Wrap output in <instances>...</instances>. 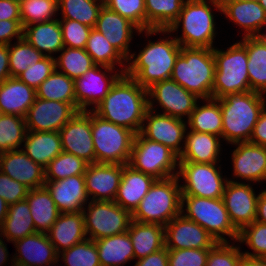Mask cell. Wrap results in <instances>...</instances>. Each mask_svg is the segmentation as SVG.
I'll return each mask as SVG.
<instances>
[{"mask_svg": "<svg viewBox=\"0 0 266 266\" xmlns=\"http://www.w3.org/2000/svg\"><path fill=\"white\" fill-rule=\"evenodd\" d=\"M149 109L148 91L123 74L92 110L101 118L140 133Z\"/></svg>", "mask_w": 266, "mask_h": 266, "instance_id": "obj_1", "label": "cell"}, {"mask_svg": "<svg viewBox=\"0 0 266 266\" xmlns=\"http://www.w3.org/2000/svg\"><path fill=\"white\" fill-rule=\"evenodd\" d=\"M208 1L185 0L178 18L168 29H150L143 32L147 36L158 33L168 34L178 31L177 29L182 23V35L181 37H175L181 46L213 49L216 24L211 6L213 5L215 9L221 11V2L220 0Z\"/></svg>", "mask_w": 266, "mask_h": 266, "instance_id": "obj_2", "label": "cell"}, {"mask_svg": "<svg viewBox=\"0 0 266 266\" xmlns=\"http://www.w3.org/2000/svg\"><path fill=\"white\" fill-rule=\"evenodd\" d=\"M181 45L174 38L160 39L145 46L137 56L131 54L125 74L133 78L143 88L148 89L154 83L171 79L175 60L181 51Z\"/></svg>", "mask_w": 266, "mask_h": 266, "instance_id": "obj_3", "label": "cell"}, {"mask_svg": "<svg viewBox=\"0 0 266 266\" xmlns=\"http://www.w3.org/2000/svg\"><path fill=\"white\" fill-rule=\"evenodd\" d=\"M222 113V138L229 144L249 142L266 106L263 94L250 91L218 99Z\"/></svg>", "mask_w": 266, "mask_h": 266, "instance_id": "obj_4", "label": "cell"}, {"mask_svg": "<svg viewBox=\"0 0 266 266\" xmlns=\"http://www.w3.org/2000/svg\"><path fill=\"white\" fill-rule=\"evenodd\" d=\"M215 76L213 49L181 47L171 79L201 100L212 98Z\"/></svg>", "mask_w": 266, "mask_h": 266, "instance_id": "obj_5", "label": "cell"}, {"mask_svg": "<svg viewBox=\"0 0 266 266\" xmlns=\"http://www.w3.org/2000/svg\"><path fill=\"white\" fill-rule=\"evenodd\" d=\"M179 177L156 179L148 193L132 213V220L165 226L182 212Z\"/></svg>", "mask_w": 266, "mask_h": 266, "instance_id": "obj_6", "label": "cell"}, {"mask_svg": "<svg viewBox=\"0 0 266 266\" xmlns=\"http://www.w3.org/2000/svg\"><path fill=\"white\" fill-rule=\"evenodd\" d=\"M213 55L215 76L212 98L220 99L228 94L251 91L246 46L241 41L236 42L226 51L214 47Z\"/></svg>", "mask_w": 266, "mask_h": 266, "instance_id": "obj_7", "label": "cell"}, {"mask_svg": "<svg viewBox=\"0 0 266 266\" xmlns=\"http://www.w3.org/2000/svg\"><path fill=\"white\" fill-rule=\"evenodd\" d=\"M91 132L96 163L128 164L135 133L109 122L91 110Z\"/></svg>", "mask_w": 266, "mask_h": 266, "instance_id": "obj_8", "label": "cell"}, {"mask_svg": "<svg viewBox=\"0 0 266 266\" xmlns=\"http://www.w3.org/2000/svg\"><path fill=\"white\" fill-rule=\"evenodd\" d=\"M185 203L186 214L183 210ZM181 214L203 227L217 242H229L223 235L231 237V240H238L239 231L230 221L223 198L182 195Z\"/></svg>", "mask_w": 266, "mask_h": 266, "instance_id": "obj_9", "label": "cell"}, {"mask_svg": "<svg viewBox=\"0 0 266 266\" xmlns=\"http://www.w3.org/2000/svg\"><path fill=\"white\" fill-rule=\"evenodd\" d=\"M128 164L155 179H165L178 175L175 169L179 166V156L167 146L137 133L134 136Z\"/></svg>", "mask_w": 266, "mask_h": 266, "instance_id": "obj_10", "label": "cell"}, {"mask_svg": "<svg viewBox=\"0 0 266 266\" xmlns=\"http://www.w3.org/2000/svg\"><path fill=\"white\" fill-rule=\"evenodd\" d=\"M87 208V210L84 208L82 213L86 235L89 234V239L95 241L128 231L132 213L114 201L91 200Z\"/></svg>", "mask_w": 266, "mask_h": 266, "instance_id": "obj_11", "label": "cell"}, {"mask_svg": "<svg viewBox=\"0 0 266 266\" xmlns=\"http://www.w3.org/2000/svg\"><path fill=\"white\" fill-rule=\"evenodd\" d=\"M217 163L179 162L178 177H183L182 195L201 198H223L227 178L217 170Z\"/></svg>", "mask_w": 266, "mask_h": 266, "instance_id": "obj_12", "label": "cell"}, {"mask_svg": "<svg viewBox=\"0 0 266 266\" xmlns=\"http://www.w3.org/2000/svg\"><path fill=\"white\" fill-rule=\"evenodd\" d=\"M148 91L149 109L155 112L154 102L163 109L162 114H166L183 120L184 116L190 117L194 110L198 98L195 94L187 91L180 84L172 79L154 83ZM155 99V100H154Z\"/></svg>", "mask_w": 266, "mask_h": 266, "instance_id": "obj_13", "label": "cell"}, {"mask_svg": "<svg viewBox=\"0 0 266 266\" xmlns=\"http://www.w3.org/2000/svg\"><path fill=\"white\" fill-rule=\"evenodd\" d=\"M105 69L103 72L101 69ZM102 71V72H101ZM107 66L95 65L85 72L80 78L74 80L75 98L78 111H88L87 106L95 105L92 110L105 98L116 81L125 74ZM109 76V77H108Z\"/></svg>", "mask_w": 266, "mask_h": 266, "instance_id": "obj_14", "label": "cell"}, {"mask_svg": "<svg viewBox=\"0 0 266 266\" xmlns=\"http://www.w3.org/2000/svg\"><path fill=\"white\" fill-rule=\"evenodd\" d=\"M64 152L82 158L87 163H96L91 132V109L78 111L60 130Z\"/></svg>", "mask_w": 266, "mask_h": 266, "instance_id": "obj_15", "label": "cell"}, {"mask_svg": "<svg viewBox=\"0 0 266 266\" xmlns=\"http://www.w3.org/2000/svg\"><path fill=\"white\" fill-rule=\"evenodd\" d=\"M77 112L70 103L36 97L26 114V127L34 132H59Z\"/></svg>", "mask_w": 266, "mask_h": 266, "instance_id": "obj_16", "label": "cell"}, {"mask_svg": "<svg viewBox=\"0 0 266 266\" xmlns=\"http://www.w3.org/2000/svg\"><path fill=\"white\" fill-rule=\"evenodd\" d=\"M250 185L228 179L224 188L223 201L230 221L238 231L255 221L259 194L256 195Z\"/></svg>", "mask_w": 266, "mask_h": 266, "instance_id": "obj_17", "label": "cell"}, {"mask_svg": "<svg viewBox=\"0 0 266 266\" xmlns=\"http://www.w3.org/2000/svg\"><path fill=\"white\" fill-rule=\"evenodd\" d=\"M167 249H211L217 241L199 224L180 214L164 226Z\"/></svg>", "mask_w": 266, "mask_h": 266, "instance_id": "obj_18", "label": "cell"}, {"mask_svg": "<svg viewBox=\"0 0 266 266\" xmlns=\"http://www.w3.org/2000/svg\"><path fill=\"white\" fill-rule=\"evenodd\" d=\"M143 122L147 123L142 125L140 133L146 139L159 142L180 156L183 151L180 144L187 131L186 121L166 114H155L148 109Z\"/></svg>", "mask_w": 266, "mask_h": 266, "instance_id": "obj_19", "label": "cell"}, {"mask_svg": "<svg viewBox=\"0 0 266 266\" xmlns=\"http://www.w3.org/2000/svg\"><path fill=\"white\" fill-rule=\"evenodd\" d=\"M121 177V164H89L84 173L88 197L93 195L92 201H114Z\"/></svg>", "mask_w": 266, "mask_h": 266, "instance_id": "obj_20", "label": "cell"}, {"mask_svg": "<svg viewBox=\"0 0 266 266\" xmlns=\"http://www.w3.org/2000/svg\"><path fill=\"white\" fill-rule=\"evenodd\" d=\"M0 171L29 189L45 185V168L29 158L22 149L0 153Z\"/></svg>", "mask_w": 266, "mask_h": 266, "instance_id": "obj_21", "label": "cell"}, {"mask_svg": "<svg viewBox=\"0 0 266 266\" xmlns=\"http://www.w3.org/2000/svg\"><path fill=\"white\" fill-rule=\"evenodd\" d=\"M94 28L101 32L127 60L131 56L129 46L133 31L139 34L143 32L128 19L108 9L105 5L100 9Z\"/></svg>", "mask_w": 266, "mask_h": 266, "instance_id": "obj_22", "label": "cell"}, {"mask_svg": "<svg viewBox=\"0 0 266 266\" xmlns=\"http://www.w3.org/2000/svg\"><path fill=\"white\" fill-rule=\"evenodd\" d=\"M232 153L234 176L250 182L266 181V146L235 143Z\"/></svg>", "mask_w": 266, "mask_h": 266, "instance_id": "obj_23", "label": "cell"}, {"mask_svg": "<svg viewBox=\"0 0 266 266\" xmlns=\"http://www.w3.org/2000/svg\"><path fill=\"white\" fill-rule=\"evenodd\" d=\"M44 186L50 192L61 213L81 212L89 200L84 175H74L57 181H45Z\"/></svg>", "mask_w": 266, "mask_h": 266, "instance_id": "obj_24", "label": "cell"}, {"mask_svg": "<svg viewBox=\"0 0 266 266\" xmlns=\"http://www.w3.org/2000/svg\"><path fill=\"white\" fill-rule=\"evenodd\" d=\"M16 251L11 262L26 266H46L60 260L46 233L36 232L14 242ZM19 254V255H18Z\"/></svg>", "mask_w": 266, "mask_h": 266, "instance_id": "obj_25", "label": "cell"}, {"mask_svg": "<svg viewBox=\"0 0 266 266\" xmlns=\"http://www.w3.org/2000/svg\"><path fill=\"white\" fill-rule=\"evenodd\" d=\"M220 2L221 12L245 30L243 37L257 36L266 25V11L258 0H220Z\"/></svg>", "mask_w": 266, "mask_h": 266, "instance_id": "obj_26", "label": "cell"}, {"mask_svg": "<svg viewBox=\"0 0 266 266\" xmlns=\"http://www.w3.org/2000/svg\"><path fill=\"white\" fill-rule=\"evenodd\" d=\"M155 180L153 176L144 174L129 164L122 165V177L114 202L133 213Z\"/></svg>", "mask_w": 266, "mask_h": 266, "instance_id": "obj_27", "label": "cell"}, {"mask_svg": "<svg viewBox=\"0 0 266 266\" xmlns=\"http://www.w3.org/2000/svg\"><path fill=\"white\" fill-rule=\"evenodd\" d=\"M46 234L57 253H60L61 250L70 249L73 245L84 241L88 236L85 231L82 211L60 213L58 219Z\"/></svg>", "mask_w": 266, "mask_h": 266, "instance_id": "obj_28", "label": "cell"}, {"mask_svg": "<svg viewBox=\"0 0 266 266\" xmlns=\"http://www.w3.org/2000/svg\"><path fill=\"white\" fill-rule=\"evenodd\" d=\"M36 99V90L18 77H9L0 84V111L4 115L26 117Z\"/></svg>", "mask_w": 266, "mask_h": 266, "instance_id": "obj_29", "label": "cell"}, {"mask_svg": "<svg viewBox=\"0 0 266 266\" xmlns=\"http://www.w3.org/2000/svg\"><path fill=\"white\" fill-rule=\"evenodd\" d=\"M219 138L208 133L188 131L179 162L217 163L221 149Z\"/></svg>", "mask_w": 266, "mask_h": 266, "instance_id": "obj_30", "label": "cell"}, {"mask_svg": "<svg viewBox=\"0 0 266 266\" xmlns=\"http://www.w3.org/2000/svg\"><path fill=\"white\" fill-rule=\"evenodd\" d=\"M23 38L48 57H53V53H58L64 48L60 21L57 18L23 27Z\"/></svg>", "mask_w": 266, "mask_h": 266, "instance_id": "obj_31", "label": "cell"}, {"mask_svg": "<svg viewBox=\"0 0 266 266\" xmlns=\"http://www.w3.org/2000/svg\"><path fill=\"white\" fill-rule=\"evenodd\" d=\"M24 142L25 148L22 150L25 154L44 168L63 152L60 133L57 131L34 132L27 130Z\"/></svg>", "mask_w": 266, "mask_h": 266, "instance_id": "obj_32", "label": "cell"}, {"mask_svg": "<svg viewBox=\"0 0 266 266\" xmlns=\"http://www.w3.org/2000/svg\"><path fill=\"white\" fill-rule=\"evenodd\" d=\"M134 259H141L165 247L164 226L132 220L128 229Z\"/></svg>", "mask_w": 266, "mask_h": 266, "instance_id": "obj_33", "label": "cell"}, {"mask_svg": "<svg viewBox=\"0 0 266 266\" xmlns=\"http://www.w3.org/2000/svg\"><path fill=\"white\" fill-rule=\"evenodd\" d=\"M26 200L30 207L36 232L47 233L61 213L50 192L45 186L30 189Z\"/></svg>", "mask_w": 266, "mask_h": 266, "instance_id": "obj_34", "label": "cell"}, {"mask_svg": "<svg viewBox=\"0 0 266 266\" xmlns=\"http://www.w3.org/2000/svg\"><path fill=\"white\" fill-rule=\"evenodd\" d=\"M36 233L27 200L9 205L7 216L0 228V235L8 241H15Z\"/></svg>", "mask_w": 266, "mask_h": 266, "instance_id": "obj_35", "label": "cell"}, {"mask_svg": "<svg viewBox=\"0 0 266 266\" xmlns=\"http://www.w3.org/2000/svg\"><path fill=\"white\" fill-rule=\"evenodd\" d=\"M101 266H123L134 259V250L128 231L95 240Z\"/></svg>", "mask_w": 266, "mask_h": 266, "instance_id": "obj_36", "label": "cell"}, {"mask_svg": "<svg viewBox=\"0 0 266 266\" xmlns=\"http://www.w3.org/2000/svg\"><path fill=\"white\" fill-rule=\"evenodd\" d=\"M247 51V71L251 91L266 93V46L257 37H243L240 40Z\"/></svg>", "mask_w": 266, "mask_h": 266, "instance_id": "obj_37", "label": "cell"}, {"mask_svg": "<svg viewBox=\"0 0 266 266\" xmlns=\"http://www.w3.org/2000/svg\"><path fill=\"white\" fill-rule=\"evenodd\" d=\"M207 104H196L187 125L190 130L219 136L222 138V113L218 99H204Z\"/></svg>", "mask_w": 266, "mask_h": 266, "instance_id": "obj_38", "label": "cell"}, {"mask_svg": "<svg viewBox=\"0 0 266 266\" xmlns=\"http://www.w3.org/2000/svg\"><path fill=\"white\" fill-rule=\"evenodd\" d=\"M85 51L91 56L96 65L116 68L115 65L119 63L122 67L121 71L126 72L127 59L105 38V36L92 28ZM123 61V62H122Z\"/></svg>", "mask_w": 266, "mask_h": 266, "instance_id": "obj_39", "label": "cell"}, {"mask_svg": "<svg viewBox=\"0 0 266 266\" xmlns=\"http://www.w3.org/2000/svg\"><path fill=\"white\" fill-rule=\"evenodd\" d=\"M36 97L70 103L77 109L74 80L56 69L36 89Z\"/></svg>", "mask_w": 266, "mask_h": 266, "instance_id": "obj_40", "label": "cell"}, {"mask_svg": "<svg viewBox=\"0 0 266 266\" xmlns=\"http://www.w3.org/2000/svg\"><path fill=\"white\" fill-rule=\"evenodd\" d=\"M146 31L168 29L178 18L185 0H144Z\"/></svg>", "mask_w": 266, "mask_h": 266, "instance_id": "obj_41", "label": "cell"}, {"mask_svg": "<svg viewBox=\"0 0 266 266\" xmlns=\"http://www.w3.org/2000/svg\"><path fill=\"white\" fill-rule=\"evenodd\" d=\"M103 5L104 0H57L58 11H62L61 19L76 20L91 28L95 27Z\"/></svg>", "mask_w": 266, "mask_h": 266, "instance_id": "obj_42", "label": "cell"}, {"mask_svg": "<svg viewBox=\"0 0 266 266\" xmlns=\"http://www.w3.org/2000/svg\"><path fill=\"white\" fill-rule=\"evenodd\" d=\"M61 51V55L55 58L56 70L59 69V72L64 73L70 79L80 78L96 65L85 49L64 47Z\"/></svg>", "mask_w": 266, "mask_h": 266, "instance_id": "obj_43", "label": "cell"}, {"mask_svg": "<svg viewBox=\"0 0 266 266\" xmlns=\"http://www.w3.org/2000/svg\"><path fill=\"white\" fill-rule=\"evenodd\" d=\"M89 163L73 154L62 152L45 167V181H57L74 175H84Z\"/></svg>", "mask_w": 266, "mask_h": 266, "instance_id": "obj_44", "label": "cell"}, {"mask_svg": "<svg viewBox=\"0 0 266 266\" xmlns=\"http://www.w3.org/2000/svg\"><path fill=\"white\" fill-rule=\"evenodd\" d=\"M27 133L25 118L19 115H2L0 119V153L17 150Z\"/></svg>", "mask_w": 266, "mask_h": 266, "instance_id": "obj_45", "label": "cell"}, {"mask_svg": "<svg viewBox=\"0 0 266 266\" xmlns=\"http://www.w3.org/2000/svg\"><path fill=\"white\" fill-rule=\"evenodd\" d=\"M44 55L29 44L24 38L17 40L14 45L9 44L10 76L18 77L29 66L37 63Z\"/></svg>", "mask_w": 266, "mask_h": 266, "instance_id": "obj_46", "label": "cell"}, {"mask_svg": "<svg viewBox=\"0 0 266 266\" xmlns=\"http://www.w3.org/2000/svg\"><path fill=\"white\" fill-rule=\"evenodd\" d=\"M57 11V0H22L20 3L22 26L53 21Z\"/></svg>", "mask_w": 266, "mask_h": 266, "instance_id": "obj_47", "label": "cell"}, {"mask_svg": "<svg viewBox=\"0 0 266 266\" xmlns=\"http://www.w3.org/2000/svg\"><path fill=\"white\" fill-rule=\"evenodd\" d=\"M60 257L66 266H101L95 241L89 238L61 251L58 253Z\"/></svg>", "mask_w": 266, "mask_h": 266, "instance_id": "obj_48", "label": "cell"}, {"mask_svg": "<svg viewBox=\"0 0 266 266\" xmlns=\"http://www.w3.org/2000/svg\"><path fill=\"white\" fill-rule=\"evenodd\" d=\"M237 242L245 243L254 252H243V255L254 258H266V224L252 222L239 231Z\"/></svg>", "mask_w": 266, "mask_h": 266, "instance_id": "obj_49", "label": "cell"}, {"mask_svg": "<svg viewBox=\"0 0 266 266\" xmlns=\"http://www.w3.org/2000/svg\"><path fill=\"white\" fill-rule=\"evenodd\" d=\"M104 5L128 19L140 31H146V10L144 0H104Z\"/></svg>", "mask_w": 266, "mask_h": 266, "instance_id": "obj_50", "label": "cell"}, {"mask_svg": "<svg viewBox=\"0 0 266 266\" xmlns=\"http://www.w3.org/2000/svg\"><path fill=\"white\" fill-rule=\"evenodd\" d=\"M59 21L64 47L85 49L92 28L76 20Z\"/></svg>", "mask_w": 266, "mask_h": 266, "instance_id": "obj_51", "label": "cell"}, {"mask_svg": "<svg viewBox=\"0 0 266 266\" xmlns=\"http://www.w3.org/2000/svg\"><path fill=\"white\" fill-rule=\"evenodd\" d=\"M229 242H217L209 249L206 266H239L243 252Z\"/></svg>", "mask_w": 266, "mask_h": 266, "instance_id": "obj_52", "label": "cell"}, {"mask_svg": "<svg viewBox=\"0 0 266 266\" xmlns=\"http://www.w3.org/2000/svg\"><path fill=\"white\" fill-rule=\"evenodd\" d=\"M56 69L55 58L44 56L37 63L29 66L18 78L35 90Z\"/></svg>", "mask_w": 266, "mask_h": 266, "instance_id": "obj_53", "label": "cell"}, {"mask_svg": "<svg viewBox=\"0 0 266 266\" xmlns=\"http://www.w3.org/2000/svg\"><path fill=\"white\" fill-rule=\"evenodd\" d=\"M209 249H168V266H206Z\"/></svg>", "mask_w": 266, "mask_h": 266, "instance_id": "obj_54", "label": "cell"}, {"mask_svg": "<svg viewBox=\"0 0 266 266\" xmlns=\"http://www.w3.org/2000/svg\"><path fill=\"white\" fill-rule=\"evenodd\" d=\"M29 188L0 171V197L10 205L25 200Z\"/></svg>", "mask_w": 266, "mask_h": 266, "instance_id": "obj_55", "label": "cell"}, {"mask_svg": "<svg viewBox=\"0 0 266 266\" xmlns=\"http://www.w3.org/2000/svg\"><path fill=\"white\" fill-rule=\"evenodd\" d=\"M23 38V26L21 20H1L0 21V45L11 44V39Z\"/></svg>", "mask_w": 266, "mask_h": 266, "instance_id": "obj_56", "label": "cell"}, {"mask_svg": "<svg viewBox=\"0 0 266 266\" xmlns=\"http://www.w3.org/2000/svg\"><path fill=\"white\" fill-rule=\"evenodd\" d=\"M134 266H168V249L164 247L144 258L138 259Z\"/></svg>", "mask_w": 266, "mask_h": 266, "instance_id": "obj_57", "label": "cell"}, {"mask_svg": "<svg viewBox=\"0 0 266 266\" xmlns=\"http://www.w3.org/2000/svg\"><path fill=\"white\" fill-rule=\"evenodd\" d=\"M249 143L266 146V106L254 126Z\"/></svg>", "mask_w": 266, "mask_h": 266, "instance_id": "obj_58", "label": "cell"}, {"mask_svg": "<svg viewBox=\"0 0 266 266\" xmlns=\"http://www.w3.org/2000/svg\"><path fill=\"white\" fill-rule=\"evenodd\" d=\"M1 20H21L20 4L10 0H0Z\"/></svg>", "mask_w": 266, "mask_h": 266, "instance_id": "obj_59", "label": "cell"}, {"mask_svg": "<svg viewBox=\"0 0 266 266\" xmlns=\"http://www.w3.org/2000/svg\"><path fill=\"white\" fill-rule=\"evenodd\" d=\"M9 77V45H0V84Z\"/></svg>", "mask_w": 266, "mask_h": 266, "instance_id": "obj_60", "label": "cell"}, {"mask_svg": "<svg viewBox=\"0 0 266 266\" xmlns=\"http://www.w3.org/2000/svg\"><path fill=\"white\" fill-rule=\"evenodd\" d=\"M255 221L266 224V189L259 193Z\"/></svg>", "mask_w": 266, "mask_h": 266, "instance_id": "obj_61", "label": "cell"}, {"mask_svg": "<svg viewBox=\"0 0 266 266\" xmlns=\"http://www.w3.org/2000/svg\"><path fill=\"white\" fill-rule=\"evenodd\" d=\"M239 266H266V258H254L243 255Z\"/></svg>", "mask_w": 266, "mask_h": 266, "instance_id": "obj_62", "label": "cell"}, {"mask_svg": "<svg viewBox=\"0 0 266 266\" xmlns=\"http://www.w3.org/2000/svg\"><path fill=\"white\" fill-rule=\"evenodd\" d=\"M2 235L0 236V266H2L4 263L6 264V261L9 260V253L7 251L6 244L4 240L2 239Z\"/></svg>", "mask_w": 266, "mask_h": 266, "instance_id": "obj_63", "label": "cell"}, {"mask_svg": "<svg viewBox=\"0 0 266 266\" xmlns=\"http://www.w3.org/2000/svg\"><path fill=\"white\" fill-rule=\"evenodd\" d=\"M9 205L5 202L4 199L0 197V228L2 226V223L7 216Z\"/></svg>", "mask_w": 266, "mask_h": 266, "instance_id": "obj_64", "label": "cell"}, {"mask_svg": "<svg viewBox=\"0 0 266 266\" xmlns=\"http://www.w3.org/2000/svg\"><path fill=\"white\" fill-rule=\"evenodd\" d=\"M257 37L263 42V44L266 46V34H258Z\"/></svg>", "mask_w": 266, "mask_h": 266, "instance_id": "obj_65", "label": "cell"}, {"mask_svg": "<svg viewBox=\"0 0 266 266\" xmlns=\"http://www.w3.org/2000/svg\"><path fill=\"white\" fill-rule=\"evenodd\" d=\"M259 4L264 8L266 11V0H258Z\"/></svg>", "mask_w": 266, "mask_h": 266, "instance_id": "obj_66", "label": "cell"}, {"mask_svg": "<svg viewBox=\"0 0 266 266\" xmlns=\"http://www.w3.org/2000/svg\"><path fill=\"white\" fill-rule=\"evenodd\" d=\"M11 266H26V265H21V264L16 263V262L13 261Z\"/></svg>", "mask_w": 266, "mask_h": 266, "instance_id": "obj_67", "label": "cell"}, {"mask_svg": "<svg viewBox=\"0 0 266 266\" xmlns=\"http://www.w3.org/2000/svg\"><path fill=\"white\" fill-rule=\"evenodd\" d=\"M10 1H13V2L20 4L22 0H10Z\"/></svg>", "mask_w": 266, "mask_h": 266, "instance_id": "obj_68", "label": "cell"}]
</instances>
